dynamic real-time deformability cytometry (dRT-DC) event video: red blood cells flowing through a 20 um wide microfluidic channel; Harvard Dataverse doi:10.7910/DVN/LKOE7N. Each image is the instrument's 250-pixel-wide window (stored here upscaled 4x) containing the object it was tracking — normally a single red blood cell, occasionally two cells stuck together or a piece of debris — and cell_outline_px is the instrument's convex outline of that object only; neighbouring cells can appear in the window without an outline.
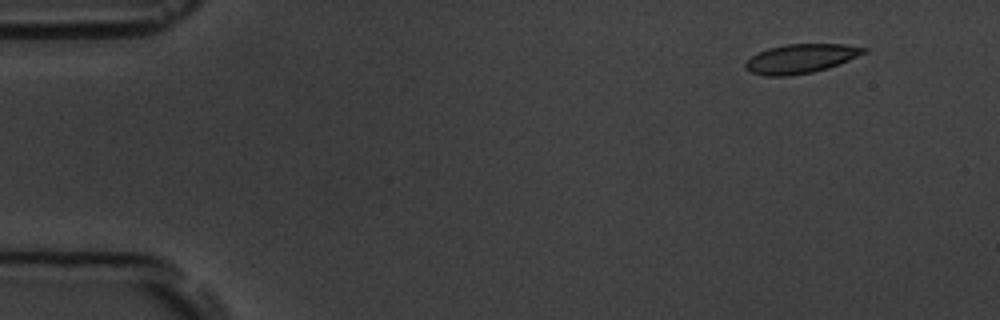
{"species": "common noctule bat (a hibernating species)", "species_latin": "Nyctalus noctula", "temperature_condition": "room temperature", "stored_images_in_passage": 4, "camera_frame_rate_fps": 3000, "um_per_image_px": 0.085, "animal": {"sex": "male", "body_mass_g": 19.5, "forearm_length_mm": 54.6}, "frame": {"image": 1, "passage_image": 2, "time_ms": 1.0, "image_size_px": [1000, 320], "cell_outline_px": [[868, 52], [828, 68], [812, 72], [788, 76], [764, 76], [752, 72], [744, 68], [744, 64], [752, 56], [768, 48], [784, 44], [844, 44], [868, 48]], "centroid_in_image_um": [68.07, 4.98], "position_along_channel_um": 16.9, "area_um2": 20.06}}
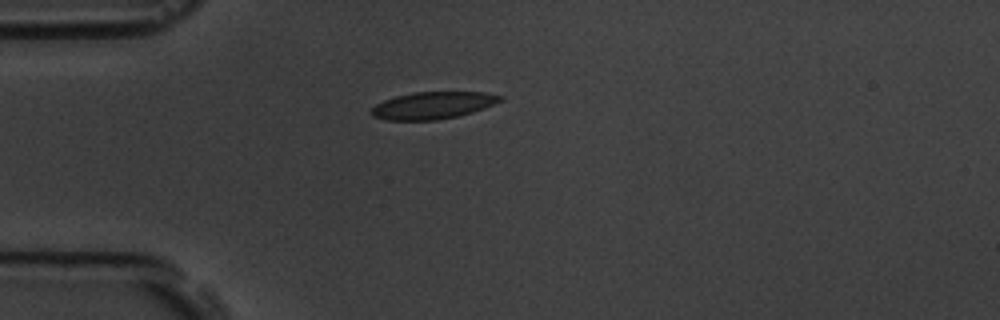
{"frame": {"image": 2, "passage_image": 4, "time_ms": 4.333, "image_size_px": [1000, 320], "cell_outline_px": [[504, 100], [484, 108], [460, 116], [436, 120], [388, 120], [372, 116], [368, 112], [376, 104], [384, 100], [396, 96], [412, 92], [484, 92], [504, 96]], "centroid_in_image_um": [36.8, 8.95], "position_along_channel_um": 48.2, "area_um2": 20.52}}